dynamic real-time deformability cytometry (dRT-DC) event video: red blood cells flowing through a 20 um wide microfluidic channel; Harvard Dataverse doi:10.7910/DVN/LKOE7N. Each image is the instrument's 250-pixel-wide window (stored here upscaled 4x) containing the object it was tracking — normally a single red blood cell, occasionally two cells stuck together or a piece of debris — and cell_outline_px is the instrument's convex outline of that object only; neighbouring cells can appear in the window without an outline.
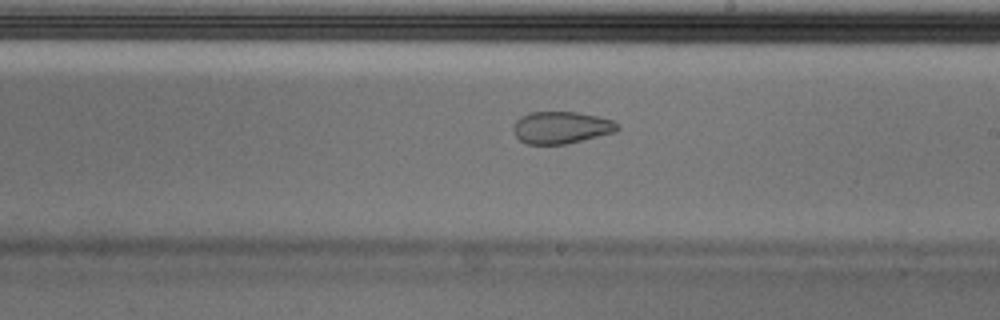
{"species": "Egyptian fruit bat (a non-hibernating species)", "species_latin": "Rousettus aegyptiacus", "temperature_condition": "cold", "stored_images_in_passage": 54, "camera_frame_rate_fps": 3000, "um_per_image_px": 0.085, "animal": {"sex": "male"}, "frame": {"image": 1, "passage_image": 31, "time_ms": 10.0, "image_size_px": [1000, 320], "cell_outline_px": [[620, 128], [616, 132], [568, 144], [528, 144], [520, 140], [516, 136], [512, 128], [512, 124], [520, 116], [528, 112], [576, 112], [596, 116], [612, 120], [620, 124]], "centroid_in_image_um": [47.7, 10.84], "position_along_channel_um": 241.3, "area_um2": 19.71}, "authors_computed_cell_mechanics": {"area_um2": 24.3049, "velocity_mm_per_s": 3.724, "shape_relaxation_time_tau1_ms": null, "shape_relaxation_time_tau2_ms": 1.6187, "deformation_change_tau1": null, "deformation_change_tau2": 0.0654}}